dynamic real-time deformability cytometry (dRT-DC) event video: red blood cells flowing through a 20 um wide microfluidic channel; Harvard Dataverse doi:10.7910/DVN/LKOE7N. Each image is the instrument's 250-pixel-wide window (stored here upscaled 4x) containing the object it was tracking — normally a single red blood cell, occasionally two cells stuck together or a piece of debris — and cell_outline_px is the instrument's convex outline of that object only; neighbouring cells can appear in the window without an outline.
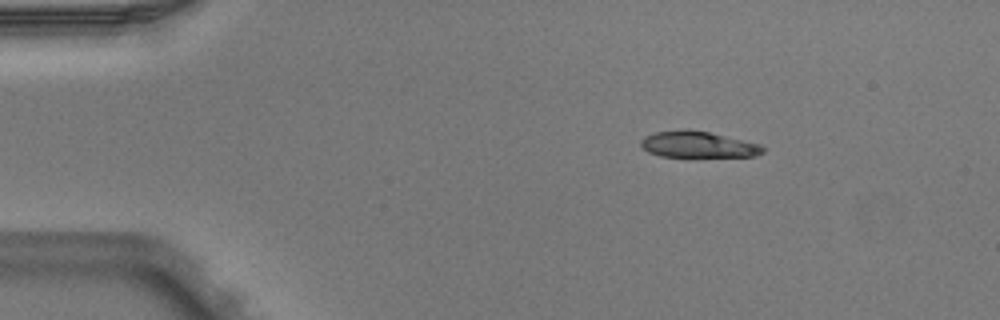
{"species": "Egyptian fruit bat (a non-hibernating species)", "species_latin": "Rousettus aegyptiacus", "temperature_condition": "warm", "stored_images_in_passage": 3, "camera_frame_rate_fps": 3000, "um_per_image_px": 0.085, "animal": {"sex": "male"}, "frame": {"image": 1, "passage_image": 1, "time_ms": 0.0, "image_size_px": [1000, 320], "cell_outline_px": [[764, 152], [756, 156], [660, 156], [648, 152], [640, 144], [640, 140], [644, 136], [656, 132], [684, 128], [688, 128], [708, 132], [760, 144], [764, 148]], "centroid_in_image_um": [59.29, 12.27], "position_along_channel_um": 25.7, "area_um2": 18.55}}